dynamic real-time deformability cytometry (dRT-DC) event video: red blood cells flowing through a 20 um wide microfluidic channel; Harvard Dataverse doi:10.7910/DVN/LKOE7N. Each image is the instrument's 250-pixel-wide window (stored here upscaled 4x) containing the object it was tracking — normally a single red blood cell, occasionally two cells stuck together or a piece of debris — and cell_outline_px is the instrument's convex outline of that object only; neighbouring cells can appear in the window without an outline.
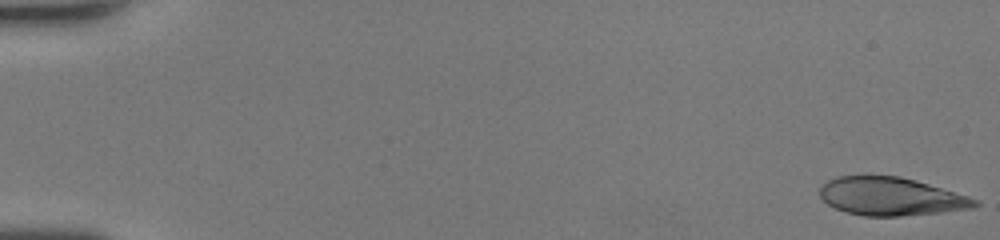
{"species": "human", "species_latin": "Homo sapiens", "temperature_condition": "room temperature", "stored_images_in_passage": 15, "camera_frame_rate_fps": 3000, "um_per_image_px": 0.085, "donor": {"sex": "female"}, "frame": {"image": 1, "passage_image": 1, "time_ms": 0.0, "image_size_px": [1000, 240], "cell_outline_px": [[980, 204], [972, 208], [940, 212], [900, 216], [864, 216], [848, 212], [836, 208], [828, 204], [820, 196], [820, 188], [828, 180], [836, 176], [900, 176], [916, 180], [968, 196], [980, 200]], "centroid_in_image_um": [75.74, 16.7], "position_along_channel_um": 9.3, "area_um2": 34.22}}